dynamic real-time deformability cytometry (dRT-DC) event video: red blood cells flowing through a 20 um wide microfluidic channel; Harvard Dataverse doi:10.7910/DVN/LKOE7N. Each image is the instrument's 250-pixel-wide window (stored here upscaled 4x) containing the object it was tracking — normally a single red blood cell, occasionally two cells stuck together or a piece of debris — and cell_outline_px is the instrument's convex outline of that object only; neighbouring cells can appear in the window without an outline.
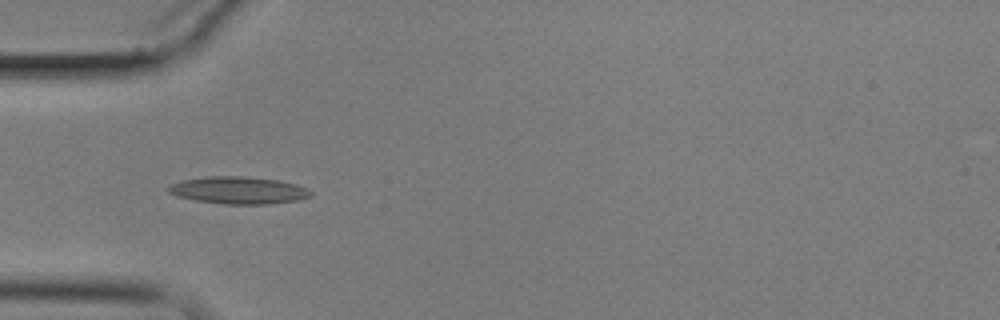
{"species": "common noctule bat (a hibernating species)", "species_latin": "Nyctalus noctula", "temperature_condition": "cold", "stored_images_in_passage": 2, "camera_frame_rate_fps": 3000, "um_per_image_px": 0.085, "animal": {"sex": "male", "body_mass_g": 17.9}, "frame": {"image": 1, "passage_image": 1, "time_ms": 0.0, "image_size_px": [1000, 320], "cell_outline_px": [[312, 196], [300, 200], [268, 204], [224, 204], [196, 200], [176, 196], [168, 192], [168, 188], [172, 184], [184, 180], [208, 176], [248, 176], [280, 180], [296, 184], [312, 192]], "centroid_in_image_um": [20.31, 16.17], "position_along_channel_um": 64.7, "area_um2": 22.6}}
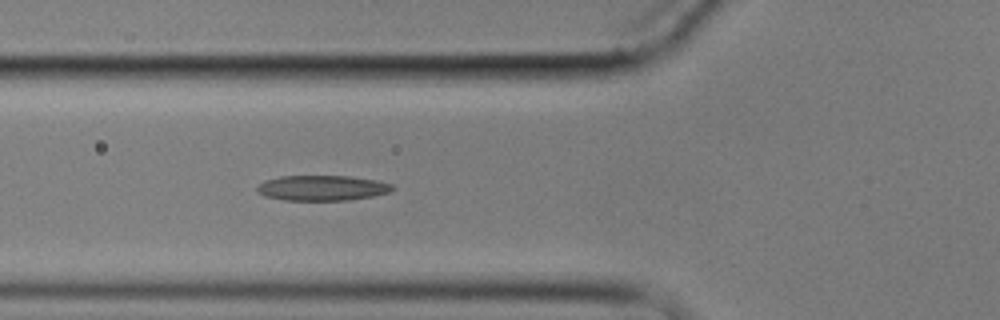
{"frame": {"image": 2, "passage_image": 2, "time_ms": 1.0, "image_size_px": [1000, 320], "cell_outline_px": [[396, 188], [388, 192], [372, 196], [348, 200], [284, 200], [264, 196], [256, 192], [256, 188], [264, 180], [280, 176], [348, 176], [376, 180], [392, 184]], "centroid_in_image_um": [27.35, 15.97], "position_along_channel_um": 98.4, "area_um2": 19.94}}